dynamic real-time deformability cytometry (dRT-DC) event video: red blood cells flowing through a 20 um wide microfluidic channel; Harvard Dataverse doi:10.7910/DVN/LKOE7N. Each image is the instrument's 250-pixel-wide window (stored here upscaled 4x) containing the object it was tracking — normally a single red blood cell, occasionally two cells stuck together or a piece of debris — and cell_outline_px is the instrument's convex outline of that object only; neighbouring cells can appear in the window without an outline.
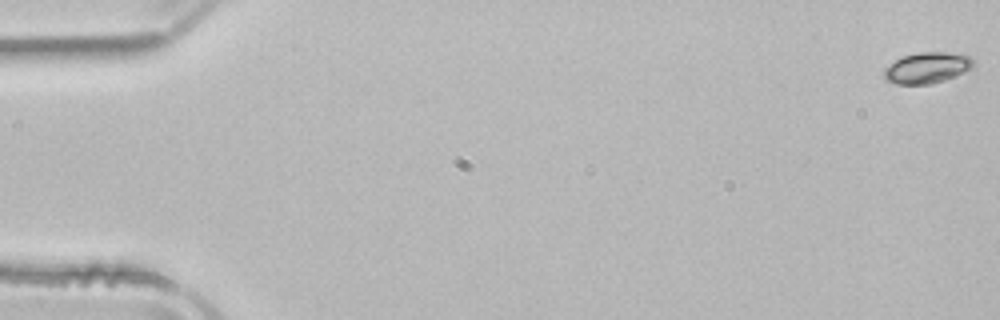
{"species": "common noctule bat (a hibernating species)", "species_latin": "Nyctalus noctula", "temperature_condition": "room temperature", "stored_images_in_passage": 52, "camera_frame_rate_fps": 3000, "um_per_image_px": 0.085, "animal": {"sex": "male", "body_mass_g": 21.5, "forearm_length_mm": 52.0}, "frame": {"image": 1, "passage_image": 1, "time_ms": 0.0, "image_size_px": [1000, 320], "cell_outline_px": [[972, 68], [964, 72], [944, 80], [932, 84], [896, 84], [884, 80], [884, 68], [896, 60], [904, 56], [920, 52], [948, 52], [972, 56]], "centroid_in_image_um": [78.79, 5.77], "position_along_channel_um": 6.2, "area_um2": 16.07}}
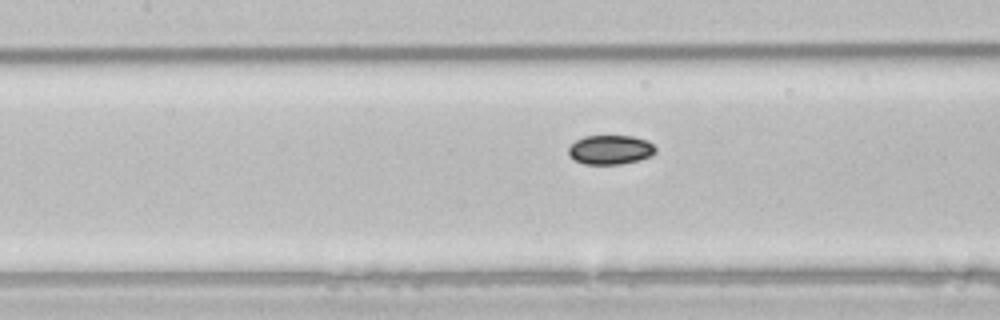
{"frame": {"image": 2, "passage_image": 24, "time_ms": 7.667, "image_size_px": [1000, 320], "cell_outline_px": [[656, 152], [652, 156], [640, 160], [620, 164], [584, 164], [568, 156], [568, 148], [576, 140], [584, 136], [632, 136], [648, 140], [656, 148]], "centroid_in_image_um": [51.9, 12.73], "position_along_channel_um": 155.5, "area_um2": 14.97}}
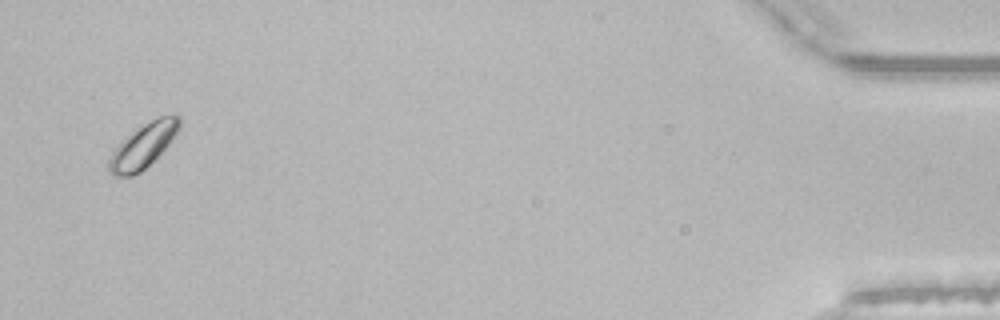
{"frame": {"image": 3, "passage_image": 51, "time_ms": 16.667, "image_size_px": [1000, 320], "cell_outline_px": [[180, 128], [168, 144], [140, 172], [132, 176], [112, 176], [108, 172], [108, 160], [116, 144], [128, 132], [160, 116], [172, 112], [176, 112], [180, 116]], "centroid_in_image_um": [12.14, 12.35], "position_along_channel_um": 423.1, "area_um2": 18.44}}